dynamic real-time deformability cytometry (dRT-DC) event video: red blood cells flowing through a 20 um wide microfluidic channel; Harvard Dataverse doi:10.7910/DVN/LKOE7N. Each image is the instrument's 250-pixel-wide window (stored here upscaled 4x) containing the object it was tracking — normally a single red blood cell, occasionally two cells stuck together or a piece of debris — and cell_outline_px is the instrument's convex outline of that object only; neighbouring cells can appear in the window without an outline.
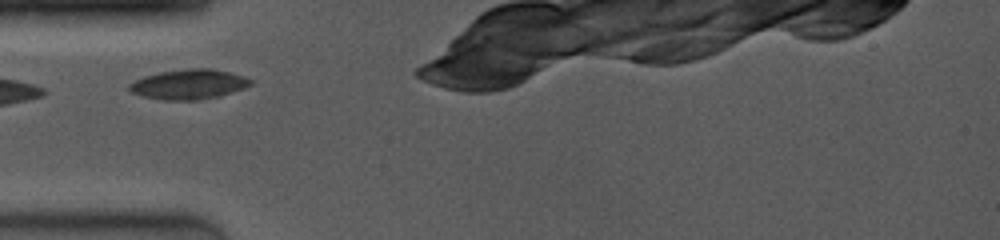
{"species": "common noctule bat (a hibernating species)", "species_latin": "Nyctalus noctula", "temperature_condition": "room temperature", "stored_images_in_passage": 10, "camera_frame_rate_fps": 4000, "um_per_image_px": 0.085, "animal": {"sex": "female", "body_mass_g": 19.0, "forearm_length_mm": 53.3}, "frame": {"image": 1, "passage_image": 1, "time_ms": 0.0, "image_size_px": [1000, 240], "cell_outline_px": [[252, 84], [244, 88], [220, 96], [196, 100], [164, 100], [144, 96], [132, 92], [128, 88], [128, 84], [144, 76], [160, 72], [196, 68], [208, 68], [228, 72], [244, 76], [252, 80]], "centroid_in_image_um": [16.06, 7.17], "position_along_channel_um": 68.9, "area_um2": 20.87}}